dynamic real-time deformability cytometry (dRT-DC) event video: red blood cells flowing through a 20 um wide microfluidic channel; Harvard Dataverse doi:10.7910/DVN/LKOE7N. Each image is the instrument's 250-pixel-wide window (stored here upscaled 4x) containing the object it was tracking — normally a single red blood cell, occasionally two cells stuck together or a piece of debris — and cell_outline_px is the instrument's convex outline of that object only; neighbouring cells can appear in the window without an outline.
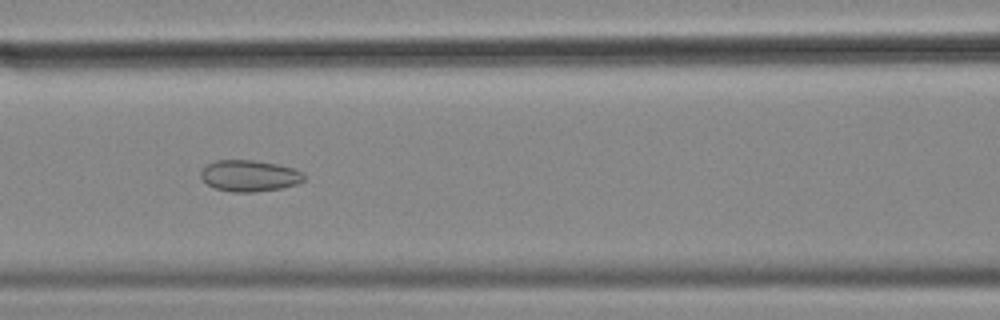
{"species": "common noctule bat (a hibernating species)", "species_latin": "Nyctalus noctula", "temperature_condition": "cold", "stored_images_in_passage": 57, "segment_of_instrument_passage": [1, 2], "camera_frame_rate_fps": 3000, "um_per_image_px": 0.085, "animal": {"sex": "female", "body_mass_g": 18.4}, "frame": {"image": 1, "passage_image": 24, "time_ms": 7.667, "image_size_px": [1000, 320], "cell_outline_px": [[304, 180], [296, 184], [280, 188], [252, 192], [232, 192], [216, 188], [208, 184], [200, 176], [200, 172], [208, 164], [216, 160], [252, 160], [276, 164], [292, 168], [304, 172]], "centroid_in_image_um": [21.2, 14.94], "position_along_channel_um": 145.4, "area_um2": 18.61}}
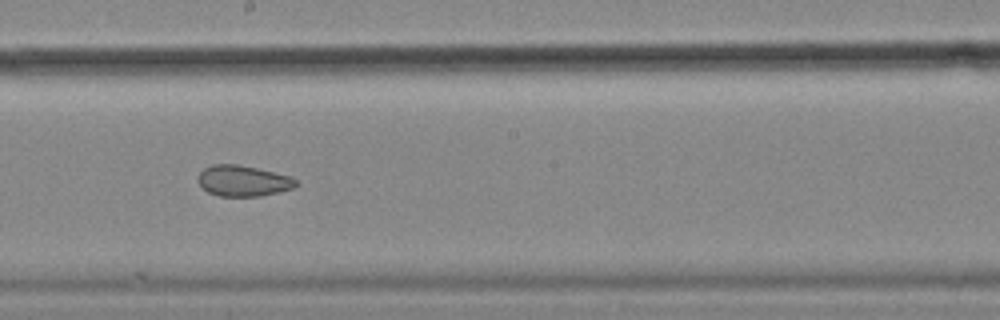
{"frame": {"image": 2, "passage_image": 31, "time_ms": 10.0, "image_size_px": [1000, 320], "cell_outline_px": [[300, 184], [292, 188], [280, 192], [260, 196], [220, 196], [208, 192], [196, 180], [196, 176], [204, 168], [212, 164], [236, 164], [256, 168], [292, 176]], "centroid_in_image_um": [20.67, 15.37], "position_along_channel_um": 227.5, "area_um2": 17.74}}
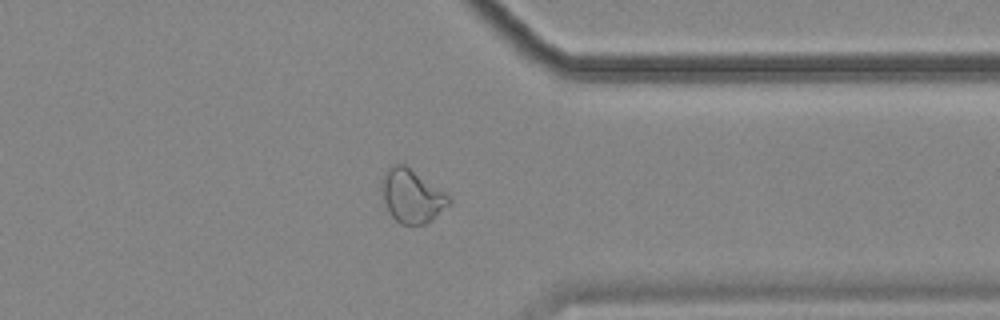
{"frame": {"image": 3, "passage_image": 44, "time_ms": 14.333, "image_size_px": [1000, 320], "cell_outline_px": [[452, 204], [432, 220], [424, 224], [400, 224], [388, 212], [384, 204], [380, 184], [380, 180], [388, 168], [392, 164], [404, 164], [444, 192], [452, 200]], "centroid_in_image_um": [34.98, 16.67], "position_along_channel_um": 376.4, "area_um2": 20.98}}